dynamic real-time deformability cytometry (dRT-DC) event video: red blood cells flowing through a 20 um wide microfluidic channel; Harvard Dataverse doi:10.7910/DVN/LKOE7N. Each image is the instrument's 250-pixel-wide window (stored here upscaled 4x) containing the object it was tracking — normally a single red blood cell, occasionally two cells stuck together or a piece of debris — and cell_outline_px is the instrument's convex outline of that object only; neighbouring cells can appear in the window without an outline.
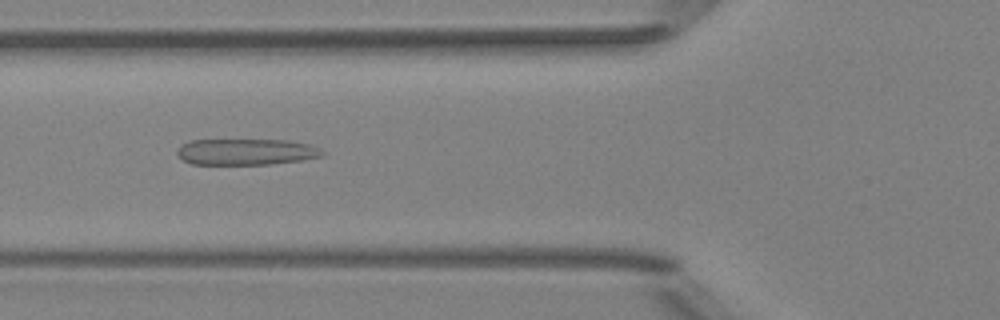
{"species": "Egyptian fruit bat (a non-hibernating species)", "species_latin": "Rousettus aegyptiacus", "temperature_condition": "room temperature", "stored_images_in_passage": 35, "camera_frame_rate_fps": 3000, "um_per_image_px": 0.085, "animal": {"sex": "female"}, "frame": {"image": 1, "passage_image": 3, "time_ms": 0.667, "image_size_px": [1000, 320], "cell_outline_px": [[324, 156], [300, 160], [272, 164], [192, 164], [184, 160], [176, 152], [180, 144], [192, 140], [288, 140], [308, 144], [324, 152]], "centroid_in_image_um": [20.9, 12.9], "position_along_channel_um": 104.9, "area_um2": 22.02}}
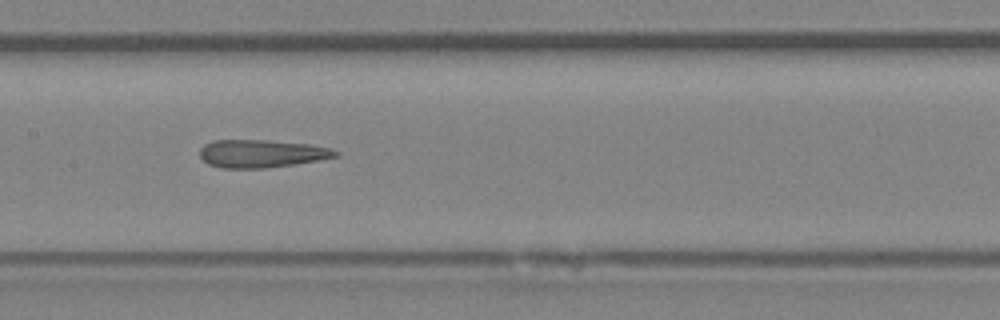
{"frame": {"image": 2, "passage_image": 9, "time_ms": 2.667, "image_size_px": [1000, 320], "cell_outline_px": [[340, 152], [336, 156], [296, 164], [264, 168], [220, 168], [208, 164], [200, 156], [200, 148], [204, 144], [212, 140], [268, 140], [308, 144], [328, 148]], "centroid_in_image_um": [22.17, 13.05], "position_along_channel_um": 185.2, "area_um2": 21.91}}
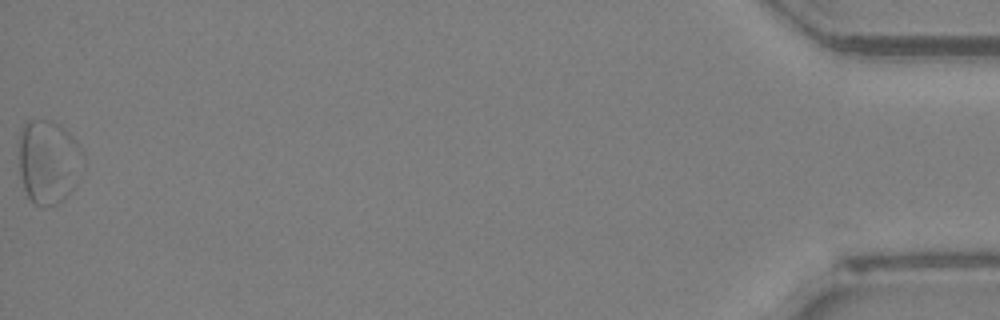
{"frame": {"image": 3, "passage_image": 35, "time_ms": 11.333, "image_size_px": [1000, 320], "cell_outline_px": [[76, 144], [72, 188], [56, 204], [44, 208], [36, 204], [28, 196], [24, 188], [20, 172], [20, 128], [28, 120], [52, 120], [60, 124], [72, 136]], "centroid_in_image_um": [3.95, 13.7], "position_along_channel_um": 431.2, "area_um2": 29.19}}